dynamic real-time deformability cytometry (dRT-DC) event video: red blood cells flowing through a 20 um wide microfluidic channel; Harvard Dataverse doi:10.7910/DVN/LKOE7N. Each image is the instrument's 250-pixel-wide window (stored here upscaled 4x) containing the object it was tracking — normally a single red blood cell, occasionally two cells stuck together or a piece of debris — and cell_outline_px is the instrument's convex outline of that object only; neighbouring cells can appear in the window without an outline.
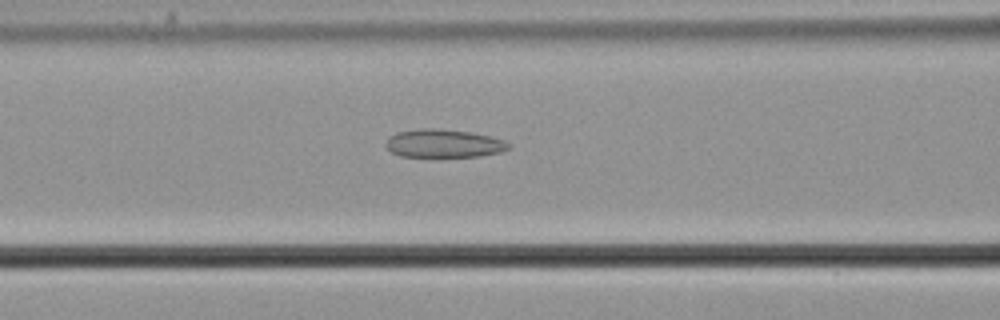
{"species": "common noctule bat (a hibernating species)", "species_latin": "Nyctalus noctula", "temperature_condition": "cold", "stored_images_in_passage": 55, "camera_frame_rate_fps": 3000, "um_per_image_px": 0.085, "animal": {"sex": "male", "body_mass_g": 21.5, "forearm_length_mm": 52.0}, "frame": {"image": 1, "passage_image": 23, "time_ms": 7.333, "image_size_px": [1000, 320], "cell_outline_px": [[508, 148], [500, 152], [480, 156], [400, 156], [392, 152], [384, 144], [388, 136], [396, 132], [420, 128], [440, 128], [468, 132], [488, 136], [504, 140], [508, 144]], "centroid_in_image_um": [37.64, 12.18], "position_along_channel_um": 129.0, "area_um2": 20.0}}
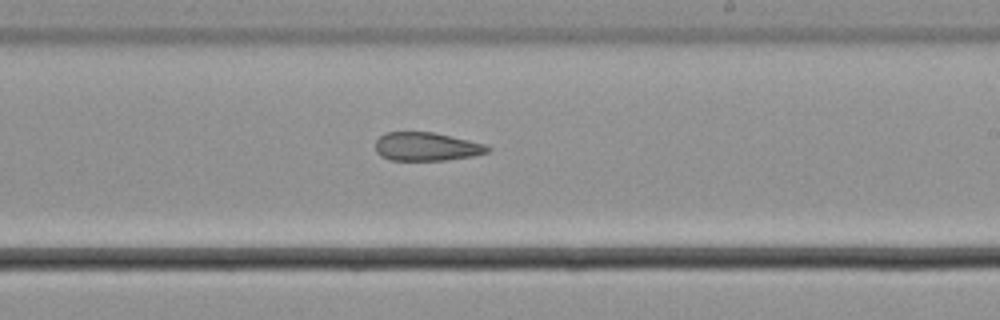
{"frame": {"image": 2, "passage_image": 33, "time_ms": 10.667, "image_size_px": [1000, 320], "cell_outline_px": [[492, 148], [488, 152], [472, 156], [444, 160], [392, 160], [380, 156], [376, 152], [376, 140], [384, 132], [432, 132], [468, 140], [484, 144]], "centroid_in_image_um": [36.22, 12.46], "position_along_channel_um": 252.8, "area_um2": 18.5}}
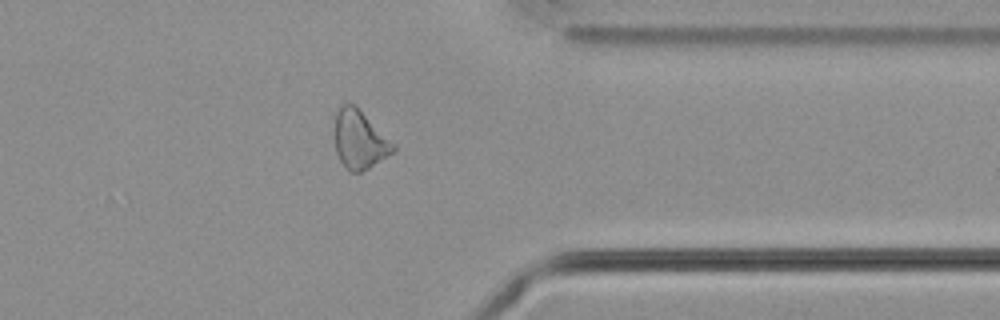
{"frame": {"image": 3, "passage_image": 44, "time_ms": 14.333, "image_size_px": [1000, 320], "cell_outline_px": [[396, 148], [392, 152], [368, 168], [360, 172], [352, 172], [340, 160], [336, 152], [336, 112], [344, 104], [352, 104], [396, 144]], "centroid_in_image_um": [30.58, 11.89], "position_along_channel_um": 380.8, "area_um2": 19.07}}